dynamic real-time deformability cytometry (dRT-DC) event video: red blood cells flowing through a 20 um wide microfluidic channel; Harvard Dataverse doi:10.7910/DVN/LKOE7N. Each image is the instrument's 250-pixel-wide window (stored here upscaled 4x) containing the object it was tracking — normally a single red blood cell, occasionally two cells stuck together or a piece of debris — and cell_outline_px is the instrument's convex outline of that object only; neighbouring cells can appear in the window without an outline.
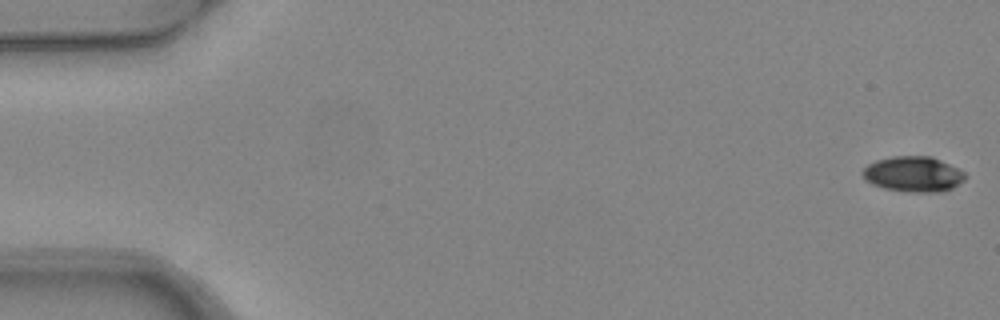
{"species": "common noctule bat (a hibernating species)", "species_latin": "Nyctalus noctula", "temperature_condition": "warm", "stored_images_in_passage": 3, "camera_frame_rate_fps": 3000, "um_per_image_px": 0.085, "animal": {"sex": "female", "body_mass_g": 24.6, "forearm_length_mm": 56.2}, "frame": {"image": 1, "passage_image": 1, "time_ms": 0.0, "image_size_px": [1000, 320], "cell_outline_px": [[964, 180], [952, 188], [944, 192], [912, 192], [884, 188], [872, 184], [864, 180], [860, 172], [868, 164], [876, 160], [892, 156], [932, 156], [964, 172]], "centroid_in_image_um": [77.58, 14.8], "position_along_channel_um": 7.4, "area_um2": 21.15}}
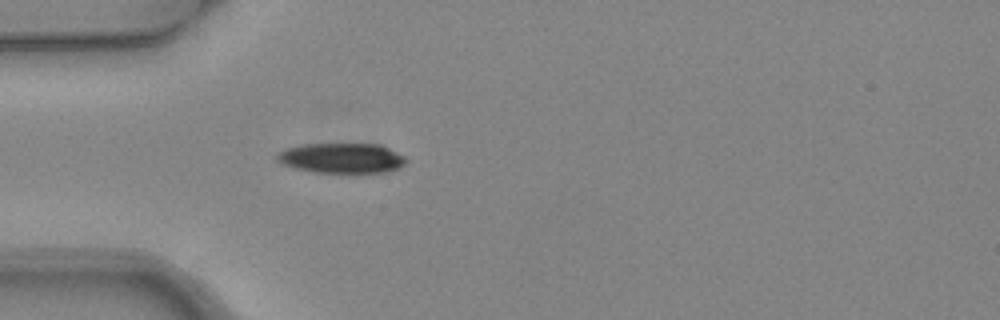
{"frame": {"image": 2, "passage_image": 3, "time_ms": 0.667, "image_size_px": [1000, 320], "cell_outline_px": [[408, 160], [400, 168], [384, 172], [316, 172], [292, 168], [280, 164], [276, 160], [276, 152], [284, 148], [304, 144], [380, 144], [404, 156]], "centroid_in_image_um": [28.98, 13.43], "position_along_channel_um": 56.0, "area_um2": 22.77}}